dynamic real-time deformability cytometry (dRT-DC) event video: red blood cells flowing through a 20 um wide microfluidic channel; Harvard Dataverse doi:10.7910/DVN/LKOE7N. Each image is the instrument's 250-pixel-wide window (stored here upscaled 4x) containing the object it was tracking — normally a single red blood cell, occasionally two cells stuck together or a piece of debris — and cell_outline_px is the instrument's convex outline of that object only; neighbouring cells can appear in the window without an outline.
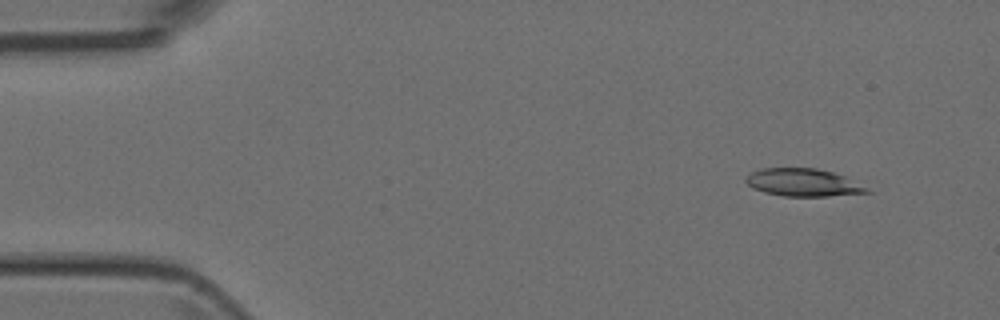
{"species": "Egyptian fruit bat (a non-hibernating species)", "species_latin": "Rousettus aegyptiacus", "temperature_condition": "room temperature", "stored_images_in_passage": 4, "camera_frame_rate_fps": 3000, "um_per_image_px": 0.085, "animal": {"sex": "female"}, "frame": {"image": 1, "passage_image": 2, "time_ms": 1.0, "image_size_px": [1000, 320], "cell_outline_px": [[872, 192], [828, 196], [784, 196], [764, 192], [752, 188], [744, 180], [744, 176], [760, 168], [816, 168], [832, 172], [844, 176], [868, 188]], "centroid_in_image_um": [68.22, 15.51], "position_along_channel_um": 16.8, "area_um2": 19.48}}
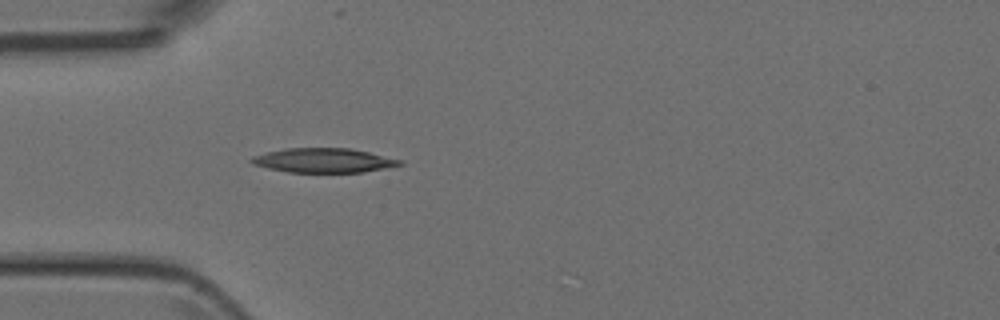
{"frame": {"image": 2, "passage_image": 4, "time_ms": 4.333, "image_size_px": [1000, 320], "cell_outline_px": [[404, 164], [364, 172], [288, 172], [268, 168], [252, 164], [248, 160], [252, 156], [284, 148], [352, 148], [404, 160]], "centroid_in_image_um": [27.52, 13.63], "position_along_channel_um": 57.5, "area_um2": 21.15}}